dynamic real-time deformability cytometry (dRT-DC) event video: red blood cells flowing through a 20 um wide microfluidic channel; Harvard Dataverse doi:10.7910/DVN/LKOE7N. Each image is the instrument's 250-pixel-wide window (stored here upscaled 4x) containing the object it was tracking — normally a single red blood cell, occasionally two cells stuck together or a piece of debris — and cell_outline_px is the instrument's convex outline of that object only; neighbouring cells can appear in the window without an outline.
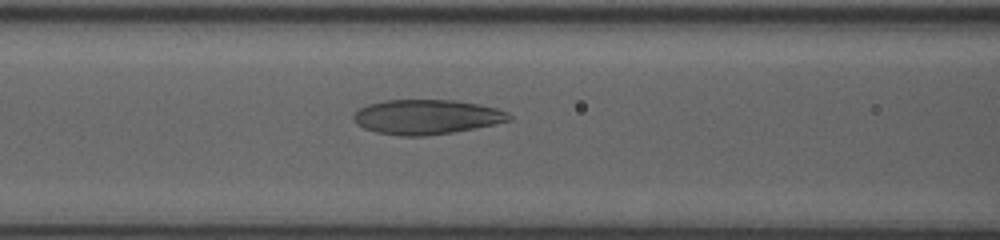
{"species": "human", "species_latin": "Homo sapiens", "temperature_condition": "room temperature", "stored_images_in_passage": 14, "camera_frame_rate_fps": 3000, "um_per_image_px": 0.085, "donor": {"sex": "female"}, "frame": {"image": 1, "passage_image": 5, "time_ms": 1.667, "image_size_px": [1000, 240], "cell_outline_px": [[512, 120], [496, 124], [452, 132], [424, 136], [400, 136], [376, 132], [364, 128], [356, 124], [352, 120], [352, 116], [360, 108], [368, 104], [384, 100], [456, 100], [480, 104], [496, 108], [508, 112], [512, 116]], "centroid_in_image_um": [36.26, 9.93], "position_along_channel_um": 130.3, "area_um2": 31.62}}
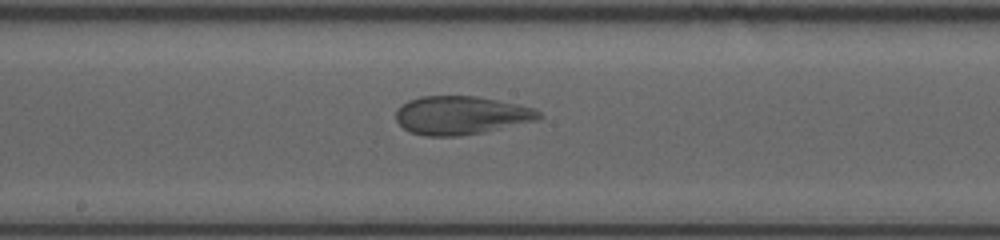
{"frame": {"image": 2, "passage_image": 10, "time_ms": 3.667, "image_size_px": [1000, 240], "cell_outline_px": [[544, 116], [540, 120], [484, 132], [460, 136], [424, 136], [412, 132], [404, 128], [396, 120], [396, 112], [408, 100], [420, 96], [476, 96], [516, 104], [532, 108], [540, 112]], "centroid_in_image_um": [39.22, 9.81], "position_along_channel_um": 209.0, "area_um2": 31.96}}
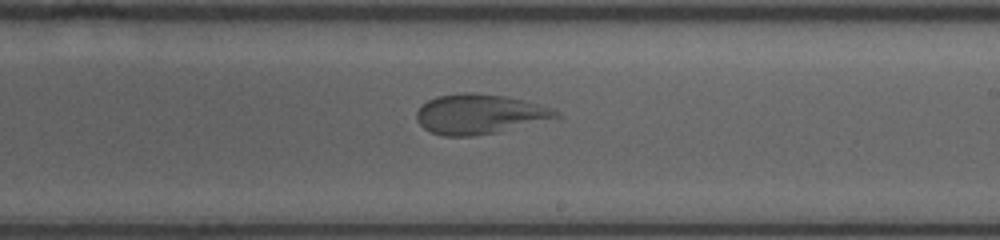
{"frame": {"image": 3, "passage_image": 13, "time_ms": 4.667, "image_size_px": [1000, 240], "cell_outline_px": [[560, 116], [496, 132], [472, 136], [444, 136], [432, 132], [424, 128], [416, 120], [416, 112], [428, 100], [436, 96], [464, 92], [472, 92], [504, 96], [556, 108], [560, 112]], "centroid_in_image_um": [40.73, 9.69], "position_along_channel_um": 248.3, "area_um2": 31.96}}